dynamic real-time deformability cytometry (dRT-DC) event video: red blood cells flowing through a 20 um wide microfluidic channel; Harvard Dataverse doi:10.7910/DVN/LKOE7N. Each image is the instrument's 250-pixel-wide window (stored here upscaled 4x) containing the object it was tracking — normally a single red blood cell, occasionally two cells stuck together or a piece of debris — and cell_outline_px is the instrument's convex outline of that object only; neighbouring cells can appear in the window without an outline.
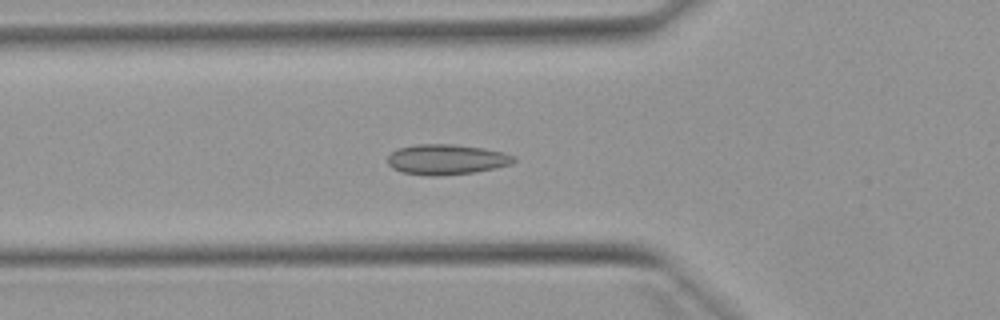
{"species": "Egyptian fruit bat (a non-hibernating species)", "species_latin": "Rousettus aegyptiacus", "temperature_condition": "warm", "stored_images_in_passage": 20, "camera_frame_rate_fps": 3000, "um_per_image_px": 0.085, "animal": {"sex": "female"}, "frame": {"image": 1, "passage_image": 10, "time_ms": 3.0, "image_size_px": [1000, 320], "cell_outline_px": [[516, 160], [512, 164], [496, 168], [476, 172], [436, 176], [428, 176], [404, 172], [392, 168], [388, 164], [388, 156], [396, 148], [416, 144], [452, 144], [484, 148], [504, 152], [516, 156]], "centroid_in_image_um": [37.97, 13.55], "position_along_channel_um": 87.8, "area_um2": 22.48}}
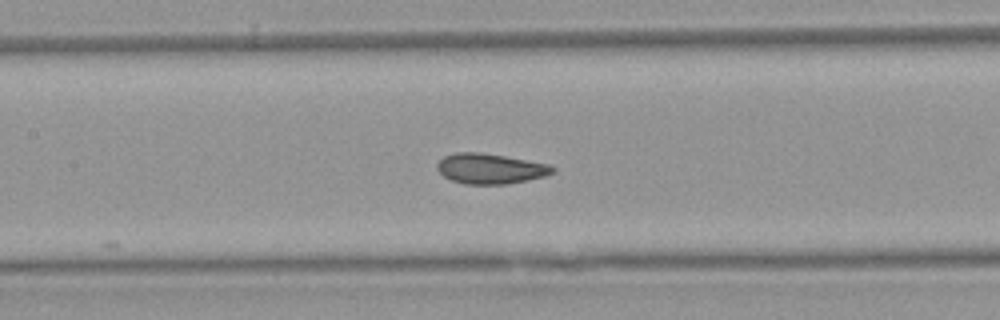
{"frame": {"image": 2, "passage_image": 16, "time_ms": 5.0, "image_size_px": [1000, 320], "cell_outline_px": [[556, 172], [544, 176], [528, 180], [508, 184], [464, 184], [452, 180], [444, 176], [436, 168], [436, 164], [444, 156], [456, 152], [480, 152], [504, 156], [548, 164], [556, 168]], "centroid_in_image_um": [41.67, 14.34], "position_along_channel_um": 165.7, "area_um2": 20.35}}
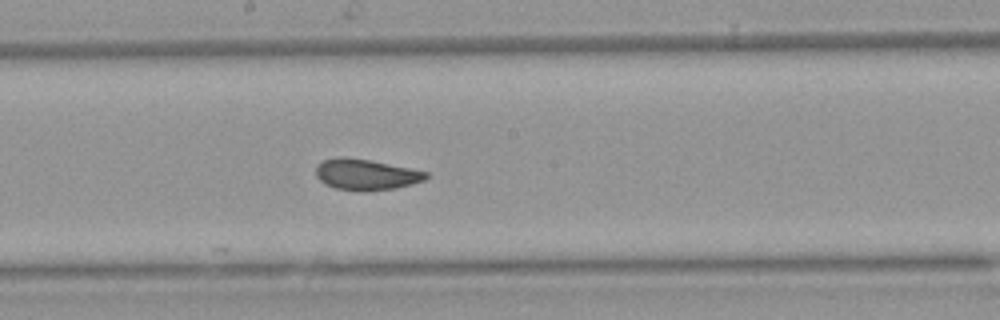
{"frame": {"image": 3, "passage_image": 20, "time_ms": 6.333, "image_size_px": [1000, 320], "cell_outline_px": [[428, 176], [424, 180], [412, 184], [396, 188], [360, 192], [336, 188], [324, 184], [316, 176], [316, 164], [324, 160], [340, 156], [344, 156], [372, 160], [428, 172]], "centroid_in_image_um": [31.08, 14.83], "position_along_channel_um": 217.1, "area_um2": 20.06}}